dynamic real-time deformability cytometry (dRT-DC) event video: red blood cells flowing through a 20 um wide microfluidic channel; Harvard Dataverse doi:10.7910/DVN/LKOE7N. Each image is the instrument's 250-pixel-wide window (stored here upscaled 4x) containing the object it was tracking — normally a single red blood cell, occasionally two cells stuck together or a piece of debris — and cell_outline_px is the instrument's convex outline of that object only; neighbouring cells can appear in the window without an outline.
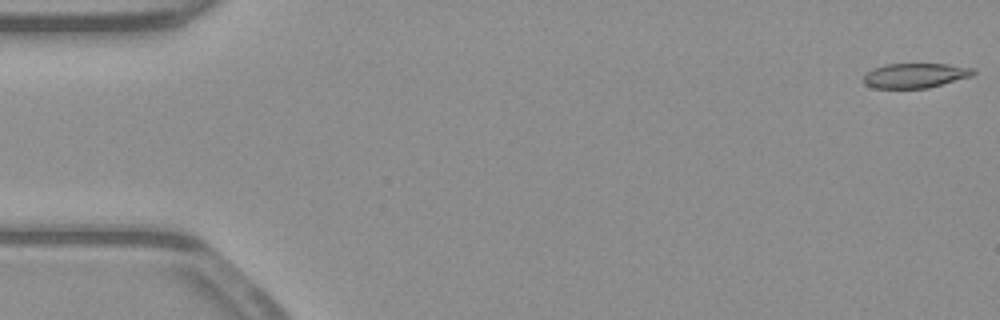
{"species": "common noctule bat (a hibernating species)", "species_latin": "Nyctalus noctula", "temperature_condition": "warm", "stored_images_in_passage": 53, "camera_frame_rate_fps": 3000, "um_per_image_px": 0.085, "animal": {"sex": "male", "body_mass_g": 23.1, "forearm_length_mm": 52.7}, "frame": {"image": 1, "passage_image": 1, "time_ms": 0.0, "image_size_px": [1000, 320], "cell_outline_px": [[976, 72], [972, 76], [928, 88], [872, 88], [864, 84], [864, 76], [872, 68], [884, 64], [948, 64], [976, 68]], "centroid_in_image_um": [77.81, 6.41], "position_along_channel_um": 7.2, "area_um2": 15.95}}
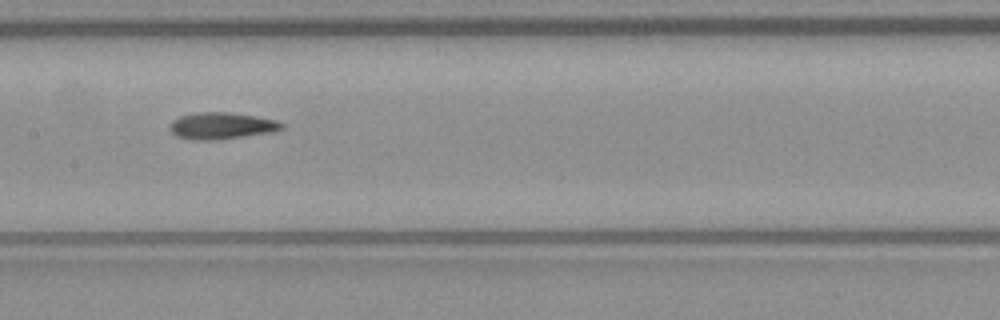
{"frame": {"image": 2, "passage_image": 26, "time_ms": 8.333, "image_size_px": [1000, 320], "cell_outline_px": [[284, 128], [272, 132], [216, 140], [192, 140], [176, 136], [168, 128], [172, 120], [180, 116], [196, 112], [232, 112], [256, 116], [276, 120], [284, 124]], "centroid_in_image_um": [18.81, 10.69], "position_along_channel_um": 188.6, "area_um2": 17.57}}
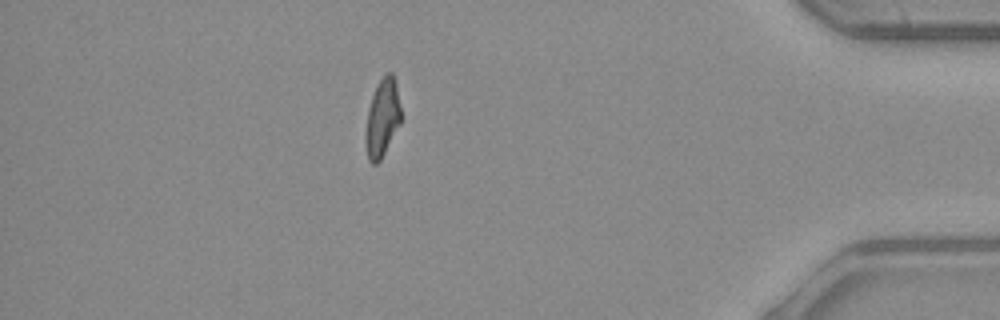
{"frame": {"image": 3, "passage_image": 46, "time_ms": 15.0, "image_size_px": [1000, 320], "cell_outline_px": [[400, 124], [380, 160], [376, 164], [372, 164], [368, 160], [364, 140], [364, 136], [368, 108], [372, 96], [380, 80], [388, 72], [392, 72], [396, 84], [400, 108]], "centroid_in_image_um": [32.47, 10.07], "position_along_channel_um": 402.7, "area_um2": 15.9}, "authors_computed_cell_mechanics": {"area_um2": 16.8198, "velocity_mm_per_s": 3.9399, "shape_relaxation_time_tau1_ms": null, "shape_relaxation_time_tau2_ms": 3.6463, "deformation_change_tau1": null, "deformation_change_tau2": 0.1144}}